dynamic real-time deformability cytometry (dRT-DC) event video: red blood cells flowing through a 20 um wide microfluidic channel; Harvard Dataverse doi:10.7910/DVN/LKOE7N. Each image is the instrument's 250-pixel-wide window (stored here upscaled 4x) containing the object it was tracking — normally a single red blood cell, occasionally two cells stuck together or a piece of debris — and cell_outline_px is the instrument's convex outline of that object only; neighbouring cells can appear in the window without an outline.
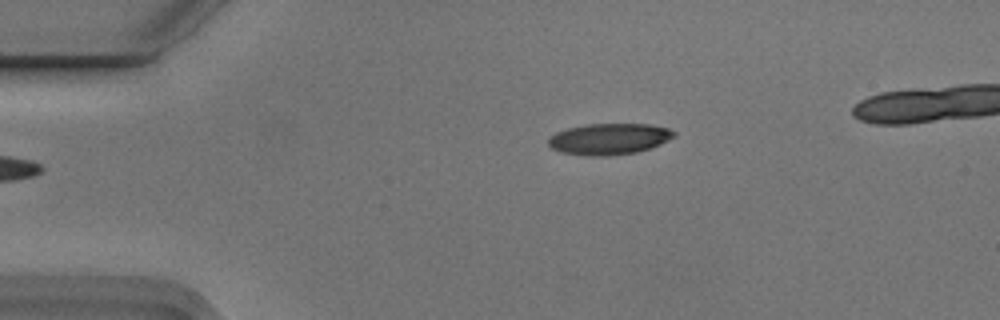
{"species": "Egyptian fruit bat (a non-hibernating species)", "species_latin": "Rousettus aegyptiacus", "temperature_condition": "cold", "stored_images_in_passage": 4, "camera_frame_rate_fps": 3000, "um_per_image_px": 0.085, "animal": {"sex": "male"}, "frame": {"image": 1, "passage_image": 1, "time_ms": 0.0, "image_size_px": [1000, 320], "cell_outline_px": [[676, 136], [660, 144], [636, 152], [608, 156], [588, 156], [560, 152], [552, 148], [548, 144], [548, 140], [556, 132], [568, 128], [588, 124], [648, 124], [668, 128], [676, 132]], "centroid_in_image_um": [51.78, 11.81], "position_along_channel_um": 33.2, "area_um2": 22.77}}